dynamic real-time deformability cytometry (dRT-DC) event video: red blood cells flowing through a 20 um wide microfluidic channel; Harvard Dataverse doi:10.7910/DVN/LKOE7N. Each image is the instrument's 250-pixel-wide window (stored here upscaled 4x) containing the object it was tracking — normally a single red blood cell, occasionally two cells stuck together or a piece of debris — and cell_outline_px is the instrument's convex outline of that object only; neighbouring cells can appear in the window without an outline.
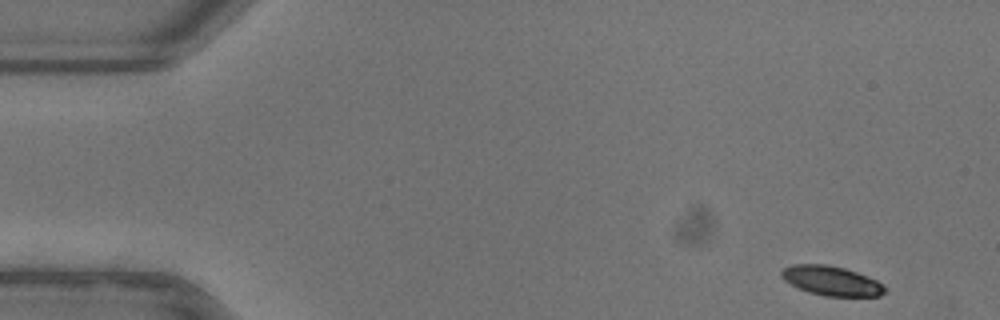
{"species": "common noctule bat (a hibernating species)", "species_latin": "Nyctalus noctula", "temperature_condition": "warm", "stored_images_in_passage": 50, "camera_frame_rate_fps": 3000, "um_per_image_px": 0.085, "animal": {"sex": "female"}, "frame": {"image": 1, "passage_image": 1, "time_ms": 0.0, "image_size_px": [1000, 320], "cell_outline_px": [[884, 292], [880, 296], [824, 296], [808, 292], [784, 280], [780, 276], [780, 272], [784, 268], [792, 264], [828, 264], [844, 268], [868, 276], [876, 280], [884, 288]], "centroid_in_image_um": [70.63, 23.86], "position_along_channel_um": 14.4, "area_um2": 17.63}}
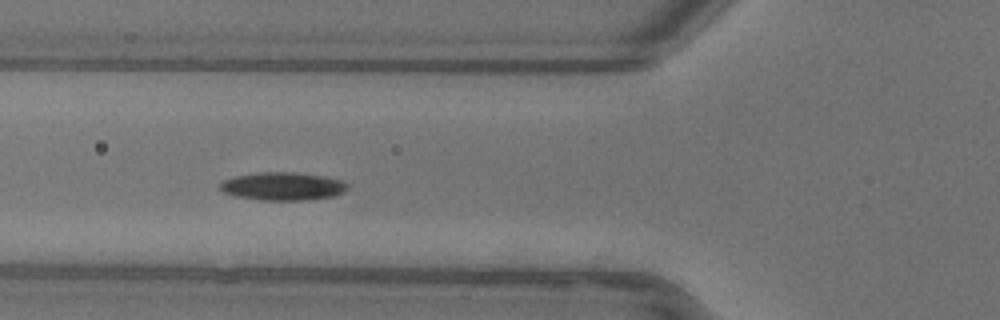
{"frame": {"image": 2, "passage_image": 17, "time_ms": 5.333, "image_size_px": [1000, 320], "cell_outline_px": [[348, 188], [344, 192], [336, 196], [304, 200], [260, 200], [236, 196], [224, 192], [220, 188], [220, 184], [224, 180], [232, 176], [256, 172], [292, 172], [324, 176], [340, 180], [348, 184]], "centroid_in_image_um": [24.03, 15.83], "position_along_channel_um": 101.8, "area_um2": 20.92}}
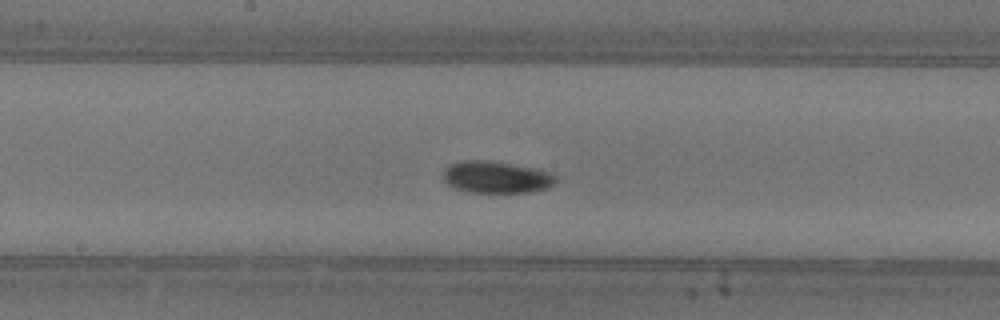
{"frame": {"image": 3, "passage_image": 25, "time_ms": 8.0, "image_size_px": [1000, 320], "cell_outline_px": [[556, 184], [548, 188], [532, 192], [468, 192], [456, 188], [448, 184], [444, 180], [444, 168], [448, 164], [464, 160], [488, 160], [512, 164], [532, 168], [548, 172], [556, 176]], "centroid_in_image_um": [42.18, 15.06], "position_along_channel_um": 206.0, "area_um2": 20.92}, "authors_computed_cell_mechanics": {"area_um2": 19.3919, "velocity_mm_per_s": 3.8971, "shape_relaxation_time_tau1_ms": 2.2325, "shape_relaxation_time_tau2_ms": null, "deformation_change_tau1": 0.1322, "deformation_change_tau2": null}}